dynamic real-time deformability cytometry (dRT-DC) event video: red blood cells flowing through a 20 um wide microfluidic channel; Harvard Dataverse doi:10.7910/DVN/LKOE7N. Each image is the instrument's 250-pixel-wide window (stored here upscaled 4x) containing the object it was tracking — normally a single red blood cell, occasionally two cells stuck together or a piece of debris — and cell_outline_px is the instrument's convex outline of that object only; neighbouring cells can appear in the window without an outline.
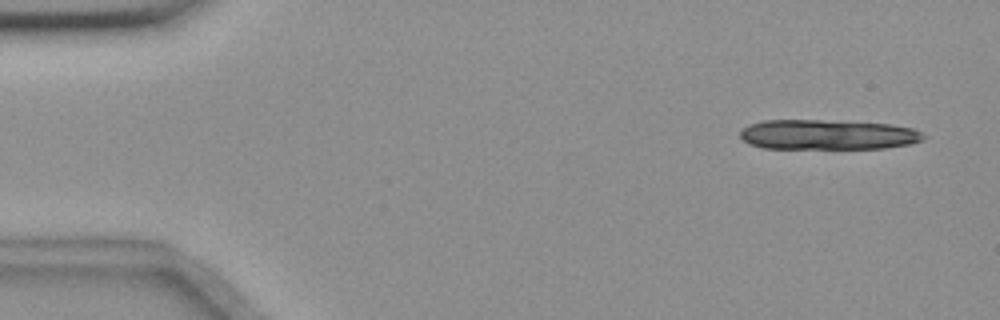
{"species": "common noctule bat (a hibernating species)", "species_latin": "Nyctalus noctula", "temperature_condition": "room temperature", "stored_images_in_passage": 13, "camera_frame_rate_fps": 3000, "um_per_image_px": 0.085, "animal": {"sex": "female", "body_mass_g": 18.4}, "frame": {"image": 1, "passage_image": 3, "time_ms": 0.667, "image_size_px": [1000, 320], "cell_outline_px": [[924, 140], [912, 144], [884, 148], [764, 148], [748, 144], [740, 136], [740, 132], [748, 124], [764, 120], [820, 120], [888, 124], [912, 128], [920, 132], [924, 136]], "centroid_in_image_um": [70.33, 11.45], "position_along_channel_um": 14.7, "area_um2": 31.91}}